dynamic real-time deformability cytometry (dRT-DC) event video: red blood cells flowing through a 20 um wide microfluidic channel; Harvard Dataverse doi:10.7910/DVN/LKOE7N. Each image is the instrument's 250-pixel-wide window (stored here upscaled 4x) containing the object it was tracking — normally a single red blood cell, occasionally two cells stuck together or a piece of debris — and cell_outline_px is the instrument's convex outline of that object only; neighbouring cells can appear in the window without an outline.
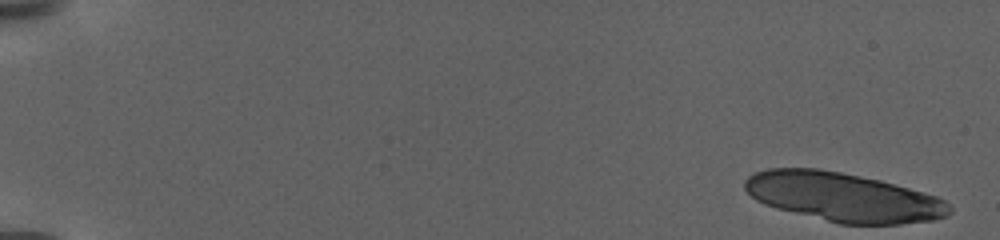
{"species": "human", "species_latin": "Homo sapiens", "temperature_condition": "warm", "stored_images_in_passage": 19, "camera_frame_rate_fps": 3000, "um_per_image_px": 0.085, "donor": {"sex": "female"}, "frame": {"image": 1, "passage_image": 1, "time_ms": 0.0, "image_size_px": [1000, 240], "cell_outline_px": [[952, 212], [944, 216], [932, 220], [900, 224], [840, 224], [776, 208], [764, 204], [756, 200], [744, 188], [744, 180], [748, 176], [756, 172], [768, 168], [820, 168], [880, 180], [936, 196], [944, 200], [952, 208]], "centroid_in_image_um": [71.64, 16.75], "position_along_channel_um": 13.4, "area_um2": 58.15}}